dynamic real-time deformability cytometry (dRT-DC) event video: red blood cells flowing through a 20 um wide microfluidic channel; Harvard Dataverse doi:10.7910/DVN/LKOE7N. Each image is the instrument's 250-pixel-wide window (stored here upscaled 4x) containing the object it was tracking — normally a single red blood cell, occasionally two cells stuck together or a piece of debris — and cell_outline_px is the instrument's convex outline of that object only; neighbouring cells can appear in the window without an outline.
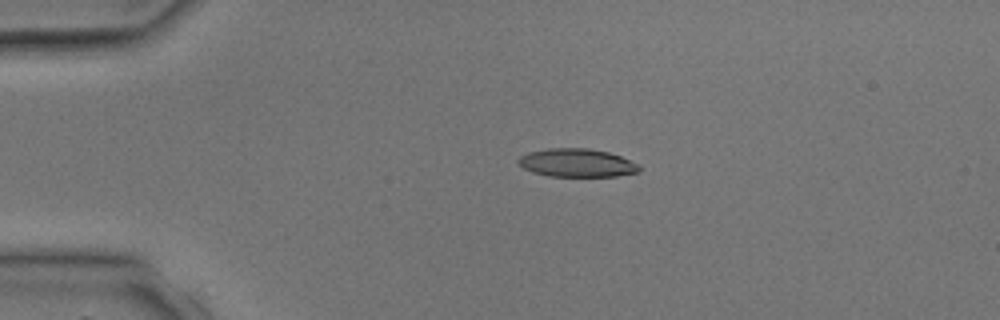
{"species": "common noctule bat (a hibernating species)", "species_latin": "Nyctalus noctula", "temperature_condition": "room temperature", "stored_images_in_passage": 3, "camera_frame_rate_fps": 3000, "um_per_image_px": 0.085, "animal": {"sex": "male", "body_mass_g": 17.9, "forearm_length_mm": 54.2}, "frame": {"image": 1, "passage_image": 2, "time_ms": 1.333, "image_size_px": [1000, 320], "cell_outline_px": [[640, 172], [616, 176], [548, 176], [532, 172], [524, 168], [516, 160], [520, 156], [528, 152], [548, 148], [588, 148], [608, 152], [620, 156], [640, 164]], "centroid_in_image_um": [49.04, 13.84], "position_along_channel_um": 36.0, "area_um2": 20.0}}